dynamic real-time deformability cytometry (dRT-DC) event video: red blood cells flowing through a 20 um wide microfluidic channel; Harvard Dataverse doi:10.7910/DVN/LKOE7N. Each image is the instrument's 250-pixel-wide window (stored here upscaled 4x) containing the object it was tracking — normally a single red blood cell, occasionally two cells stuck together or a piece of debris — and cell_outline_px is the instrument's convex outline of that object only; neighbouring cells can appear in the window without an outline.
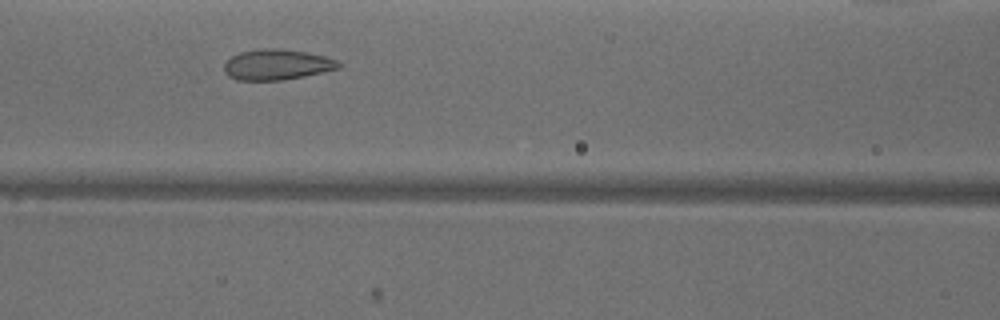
{"species": "common noctule bat (a hibernating species)", "species_latin": "Nyctalus noctula", "temperature_condition": "warm", "stored_images_in_passage": 32, "camera_frame_rate_fps": 3000, "um_per_image_px": 0.085, "animal": {"sex": "male", "body_mass_g": 18.8}, "frame": {"image": 1, "passage_image": 14, "time_ms": 4.333, "image_size_px": [1000, 320], "cell_outline_px": [[344, 64], [340, 68], [280, 80], [236, 80], [228, 76], [224, 72], [224, 64], [232, 56], [240, 52], [272, 48], [304, 52], [324, 56], [340, 60]], "centroid_in_image_um": [23.54, 5.5], "position_along_channel_um": 143.1, "area_um2": 20.06}}
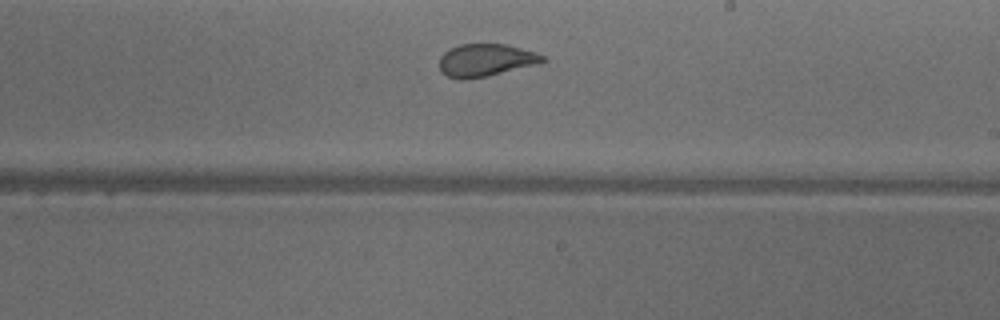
{"frame": {"image": 2, "passage_image": 22, "time_ms": 7.0, "image_size_px": [1000, 320], "cell_outline_px": [[548, 60], [536, 64], [488, 76], [468, 80], [456, 80], [448, 76], [440, 68], [440, 56], [444, 52], [460, 44], [508, 44], [536, 52], [544, 56]], "centroid_in_image_um": [41.29, 5.12], "position_along_channel_um": 247.7, "area_um2": 19.65}}
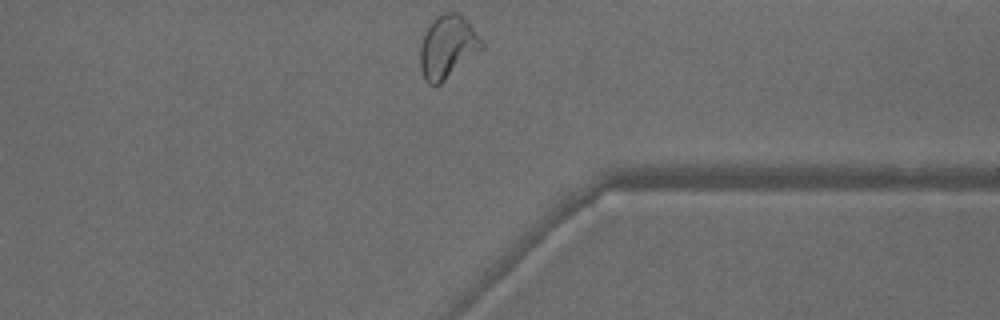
{"frame": {"image": 3, "passage_image": 32, "time_ms": 10.333, "image_size_px": [1000, 320], "cell_outline_px": [[484, 48], [440, 84], [428, 84], [424, 80], [420, 68], [420, 44], [424, 32], [432, 20], [436, 16], [444, 12], [456, 12], [472, 28], [484, 44]], "centroid_in_image_um": [38.0, 4.0], "position_along_channel_um": 373.4, "area_um2": 22.37}, "authors_computed_cell_mechanics": {"area_um2": 20.5768, "velocity_mm_per_s": 3.9378, "shape_relaxation_time_tau1_ms": null, "shape_relaxation_time_tau2_ms": 0.8956, "deformation_change_tau1": null, "deformation_change_tau2": 0.0631}}